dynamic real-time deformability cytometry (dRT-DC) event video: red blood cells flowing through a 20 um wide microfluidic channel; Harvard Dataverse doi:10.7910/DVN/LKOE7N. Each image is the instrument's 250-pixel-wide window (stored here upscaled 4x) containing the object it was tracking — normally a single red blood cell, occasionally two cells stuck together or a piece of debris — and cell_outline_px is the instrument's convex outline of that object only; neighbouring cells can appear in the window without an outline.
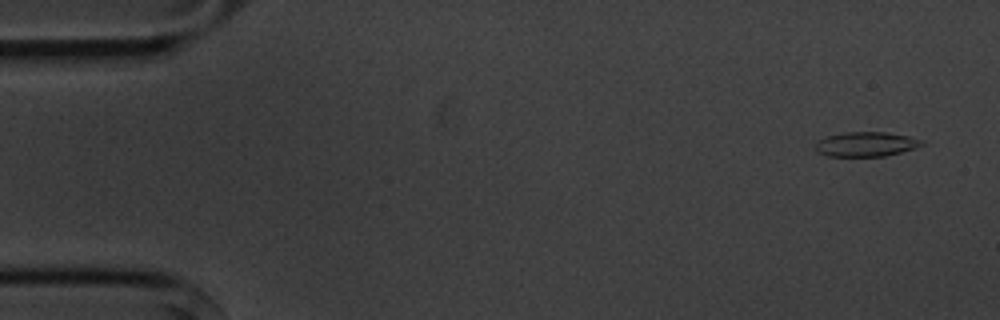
{"species": "common noctule bat (a hibernating species)", "species_latin": "Nyctalus noctula", "temperature_condition": "cold", "stored_images_in_passage": 4, "camera_frame_rate_fps": 3000, "um_per_image_px": 0.085, "animal": {"sex": "male", "body_mass_g": 20.1, "forearm_length_mm": 53.5}, "frame": {"image": 1, "passage_image": 1, "time_ms": 0.0, "image_size_px": [1000, 320], "cell_outline_px": [[924, 144], [916, 148], [884, 156], [828, 156], [816, 152], [816, 144], [820, 140], [828, 136], [844, 132], [884, 132], [908, 136]], "centroid_in_image_um": [73.56, 12.26], "position_along_channel_um": 11.4, "area_um2": 14.91}}